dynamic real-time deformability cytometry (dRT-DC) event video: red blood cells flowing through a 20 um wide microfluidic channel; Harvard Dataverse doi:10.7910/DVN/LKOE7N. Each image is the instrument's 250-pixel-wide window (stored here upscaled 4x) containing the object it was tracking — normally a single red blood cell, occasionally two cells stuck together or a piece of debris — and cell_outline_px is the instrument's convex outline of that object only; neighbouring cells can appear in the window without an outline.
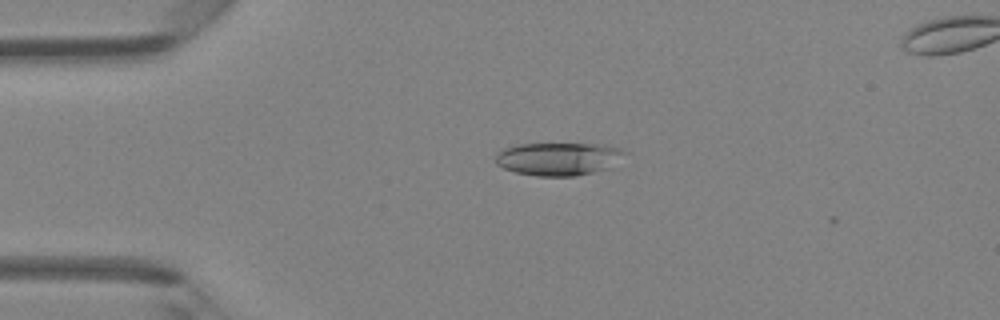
{"species": "Egyptian fruit bat (a non-hibernating species)", "species_latin": "Rousettus aegyptiacus", "temperature_condition": "room temperature", "stored_images_in_passage": 3, "camera_frame_rate_fps": 3000, "um_per_image_px": 0.085, "animal": {"sex": "female"}, "frame": {"image": 1, "passage_image": 1, "time_ms": 0.0, "image_size_px": [1000, 320], "cell_outline_px": [[628, 152], [612, 168], [576, 176], [536, 176], [516, 172], [504, 168], [496, 164], [496, 152], [504, 148], [516, 144], [604, 144], [620, 148]], "centroid_in_image_um": [47.51, 13.5], "position_along_channel_um": 37.5, "area_um2": 25.14}}
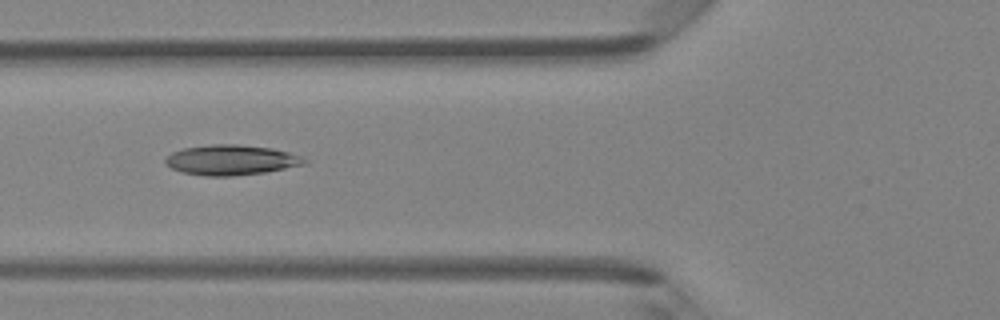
{"frame": {"image": 2, "passage_image": 3, "time_ms": 0.667, "image_size_px": [1000, 320], "cell_outline_px": [[308, 164], [264, 172], [232, 176], [204, 176], [180, 172], [164, 164], [164, 160], [172, 152], [184, 148], [212, 144], [236, 144], [272, 148], [288, 152], [300, 156], [308, 160]], "centroid_in_image_um": [19.64, 13.6], "position_along_channel_um": 106.2, "area_um2": 24.51}}